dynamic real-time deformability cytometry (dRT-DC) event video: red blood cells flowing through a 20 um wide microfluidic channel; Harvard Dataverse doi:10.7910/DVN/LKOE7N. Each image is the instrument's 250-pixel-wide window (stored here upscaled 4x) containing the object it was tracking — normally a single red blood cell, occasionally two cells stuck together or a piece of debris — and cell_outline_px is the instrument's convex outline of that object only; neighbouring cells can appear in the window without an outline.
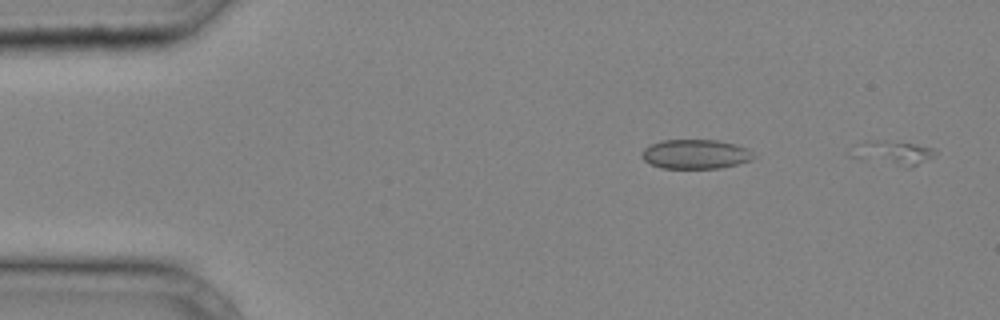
{"species": "common noctule bat (a hibernating species)", "species_latin": "Nyctalus noctula", "temperature_condition": "cold", "stored_images_in_passage": 11, "camera_frame_rate_fps": 3000, "um_per_image_px": 0.085, "animal": {"sex": "male", "body_mass_g": 20.4}, "frame": {"image": 1, "passage_image": 1, "time_ms": 0.0, "image_size_px": [1000, 320], "cell_outline_px": [[936, 152], [932, 156], [908, 168], [860, 160], [848, 156], [864, 140], [884, 140], [916, 144], [936, 148]], "centroid_in_image_um": [75.85, 12.99], "position_along_channel_um": 9.1, "area_um2": 11.85}}
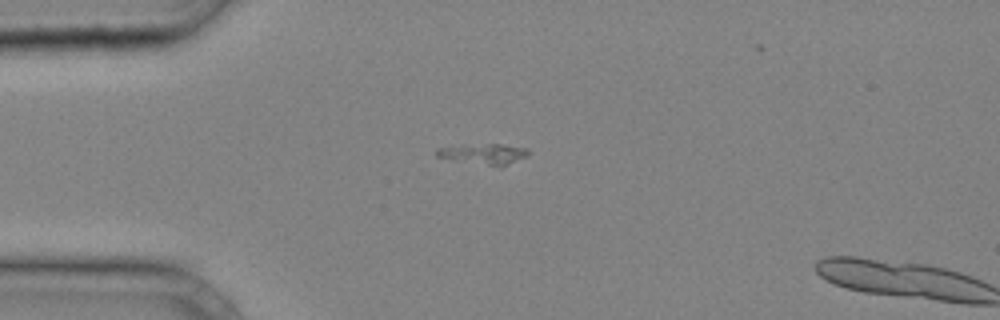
{"frame": {"image": 2, "passage_image": 10, "time_ms": 3.0, "image_size_px": [1000, 320], "cell_outline_px": [[528, 156], [500, 168], [436, 156], [436, 148], [460, 144], [500, 144], [528, 148]], "centroid_in_image_um": [41.14, 13.08], "position_along_channel_um": 43.9, "area_um2": 11.21}}